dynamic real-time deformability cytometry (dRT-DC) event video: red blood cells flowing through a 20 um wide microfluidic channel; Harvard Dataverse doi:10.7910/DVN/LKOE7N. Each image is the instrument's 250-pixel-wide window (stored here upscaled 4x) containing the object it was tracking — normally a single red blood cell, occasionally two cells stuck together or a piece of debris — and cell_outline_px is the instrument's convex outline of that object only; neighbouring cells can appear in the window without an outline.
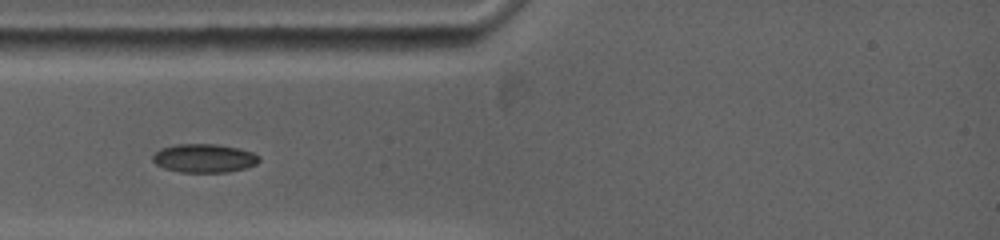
{"species": "common noctule bat (a hibernating species)", "species_latin": "Nyctalus noctula", "temperature_condition": "warm", "stored_images_in_passage": 48, "camera_frame_rate_fps": 5000, "um_per_image_px": 0.085, "animal": {"sex": "female", "body_mass_g": 19.0, "forearm_length_mm": 53.3}, "frame": {"image": 1, "passage_image": 1, "time_ms": 0.0, "image_size_px": [1000, 240], "cell_outline_px": [[260, 160], [256, 164], [244, 168], [228, 172], [180, 172], [164, 168], [156, 164], [152, 160], [152, 156], [160, 148], [176, 144], [212, 144], [236, 148], [252, 152], [260, 156]], "centroid_in_image_um": [17.33, 13.45], "position_along_channel_um": 67.7, "area_um2": 17.63}}
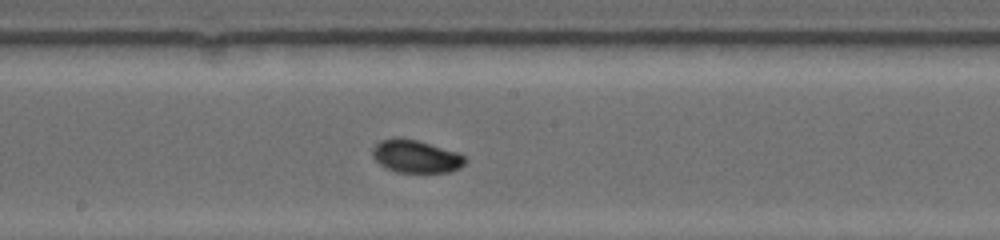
{"frame": {"image": 2, "passage_image": 20, "time_ms": 3.8, "image_size_px": [1000, 240], "cell_outline_px": [[464, 164], [460, 168], [448, 172], [396, 172], [380, 164], [376, 160], [372, 152], [376, 144], [384, 140], [416, 140], [456, 152], [464, 156]], "centroid_in_image_um": [35.38, 13.33], "position_along_channel_um": 212.8, "area_um2": 16.82}}
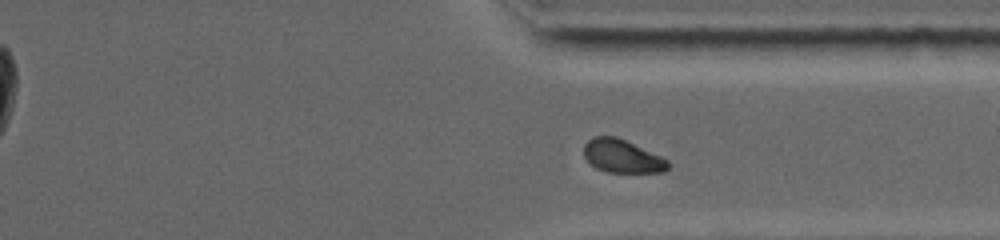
{"frame": {"image": 3, "passage_image": 39, "time_ms": 7.6, "image_size_px": [1000, 240], "cell_outline_px": [[668, 168], [664, 172], [608, 172], [596, 168], [584, 156], [584, 144], [588, 140], [596, 136], [616, 136], [660, 156], [668, 160]], "centroid_in_image_um": [52.87, 13.27], "position_along_channel_um": 358.5, "area_um2": 16.01}}